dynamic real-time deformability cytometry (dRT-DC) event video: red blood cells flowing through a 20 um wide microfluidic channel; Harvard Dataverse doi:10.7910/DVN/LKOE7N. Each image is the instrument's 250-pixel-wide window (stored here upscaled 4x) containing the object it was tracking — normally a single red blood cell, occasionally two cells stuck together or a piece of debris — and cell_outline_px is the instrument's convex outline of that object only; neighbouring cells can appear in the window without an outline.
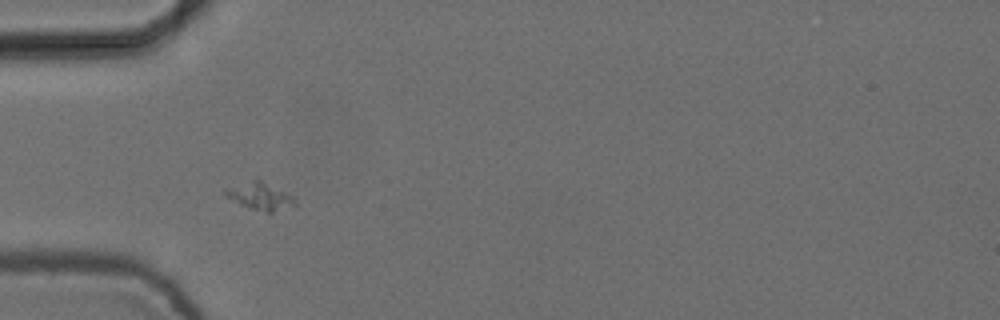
{"species": "common noctule bat (a hibernating species)", "species_latin": "Nyctalus noctula", "temperature_condition": "cold", "stored_images_in_passage": 6, "camera_frame_rate_fps": 3000, "um_per_image_px": 0.085, "animal": {"sex": "female", "body_mass_g": 24.6, "forearm_length_mm": 56.2}, "frame": {"image": 1, "passage_image": 3, "time_ms": 0.667, "image_size_px": [1000, 320], "cell_outline_px": [[296, 204], [272, 212], [268, 212], [252, 208], [240, 204], [224, 196], [224, 188], [252, 180], [260, 180], [292, 196], [296, 200]], "centroid_in_image_um": [22.05, 16.67], "position_along_channel_um": 63.0, "area_um2": 10.64}}
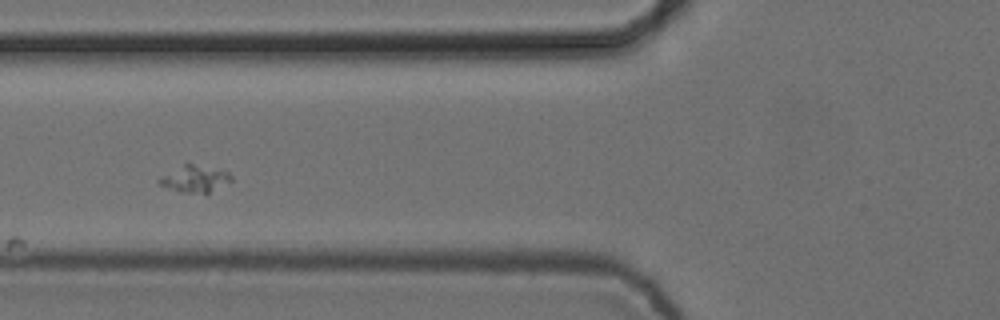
{"frame": {"image": 2, "passage_image": 4, "time_ms": 1.0, "image_size_px": [1000, 320], "cell_outline_px": [[232, 180], [208, 192], [180, 192], [160, 184], [156, 180], [184, 164], [192, 164], [228, 172], [232, 176]], "centroid_in_image_um": [16.56, 15.2], "position_along_channel_um": 109.2, "area_um2": 10.52}}